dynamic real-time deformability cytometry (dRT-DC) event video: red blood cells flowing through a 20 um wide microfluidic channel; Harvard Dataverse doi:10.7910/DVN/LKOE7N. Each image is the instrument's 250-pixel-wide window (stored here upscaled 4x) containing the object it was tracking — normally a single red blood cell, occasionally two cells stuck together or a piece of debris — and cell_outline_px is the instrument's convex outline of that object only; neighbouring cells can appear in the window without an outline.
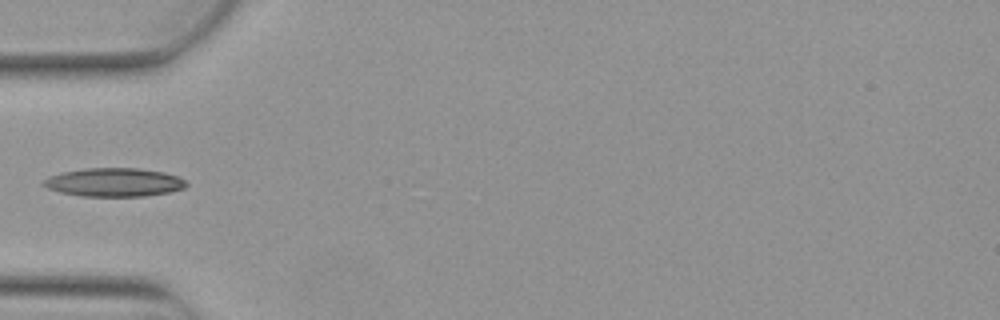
{"species": "Egyptian fruit bat (a non-hibernating species)", "species_latin": "Rousettus aegyptiacus", "temperature_condition": "warm", "stored_images_in_passage": 4, "camera_frame_rate_fps": 3000, "um_per_image_px": 0.085, "animal": {"sex": "female"}, "frame": {"image": 1, "passage_image": 3, "time_ms": 0.667, "image_size_px": [1000, 320], "cell_outline_px": [[188, 184], [184, 188], [168, 192], [144, 196], [80, 196], [60, 192], [48, 188], [40, 184], [48, 176], [60, 172], [84, 168], [136, 168], [164, 172], [176, 176], [184, 180]], "centroid_in_image_um": [9.65, 15.49], "position_along_channel_um": 75.4, "area_um2": 23.76}}
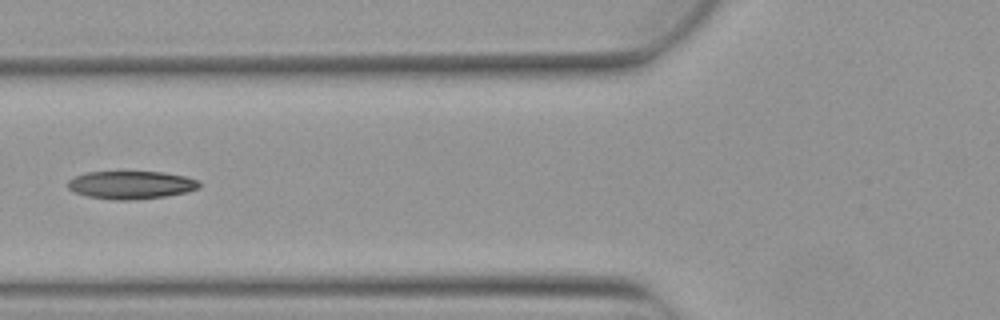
{"frame": {"image": 2, "passage_image": 4, "time_ms": 1.0, "image_size_px": [1000, 320], "cell_outline_px": [[200, 188], [188, 192], [164, 196], [136, 200], [116, 200], [88, 196], [76, 192], [68, 188], [68, 180], [76, 176], [88, 172], [164, 172], [188, 176], [200, 180]], "centroid_in_image_um": [11.22, 15.71], "position_along_channel_um": 114.6, "area_um2": 21.5}}